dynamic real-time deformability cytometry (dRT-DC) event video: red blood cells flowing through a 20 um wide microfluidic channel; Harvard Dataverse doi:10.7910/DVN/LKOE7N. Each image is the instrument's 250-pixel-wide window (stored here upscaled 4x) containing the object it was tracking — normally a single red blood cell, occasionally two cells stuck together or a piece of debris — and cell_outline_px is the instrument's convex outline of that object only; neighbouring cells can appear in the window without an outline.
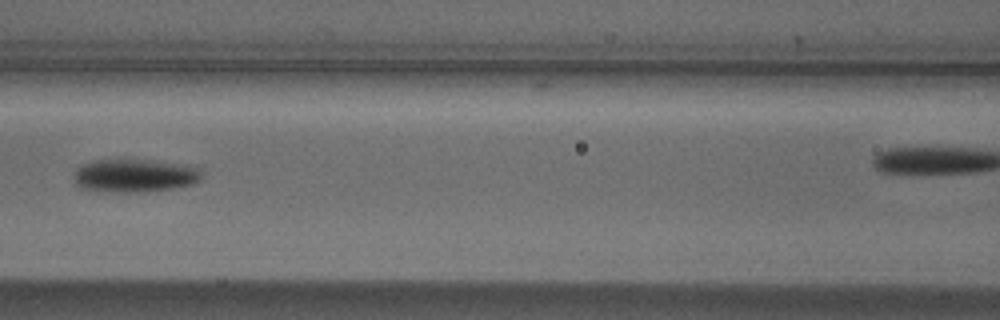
{"species": "Egyptian fruit bat (a non-hibernating species)", "species_latin": "Rousettus aegyptiacus", "temperature_condition": "cold", "stored_images_in_passage": 8, "camera_frame_rate_fps": 3000, "um_per_image_px": 0.085, "animal": {"sex": "male"}, "frame": {"image": 1, "passage_image": 4, "time_ms": 1.0, "image_size_px": [1000, 320], "cell_outline_px": [[200, 180], [192, 184], [144, 192], [104, 192], [80, 188], [76, 184], [72, 176], [76, 168], [80, 164], [92, 160], [120, 156], [128, 156], [188, 164], [200, 168]], "centroid_in_image_um": [11.36, 14.85], "position_along_channel_um": 155.2, "area_um2": 26.18}}
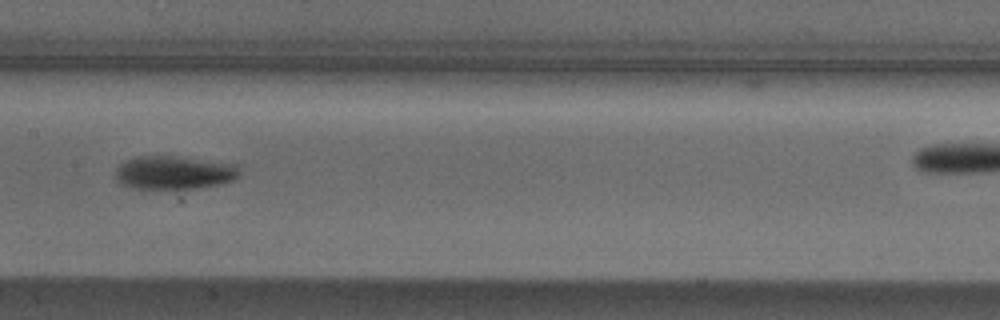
{"frame": {"image": 2, "passage_image": 5, "time_ms": 1.333, "image_size_px": [1000, 320], "cell_outline_px": [[240, 176], [232, 180], [220, 184], [196, 188], [132, 188], [120, 184], [116, 180], [116, 168], [120, 164], [128, 160], [140, 156], [172, 156], [236, 164], [240, 172]], "centroid_in_image_um": [14.79, 14.67], "position_along_channel_um": 192.6, "area_um2": 23.87}}
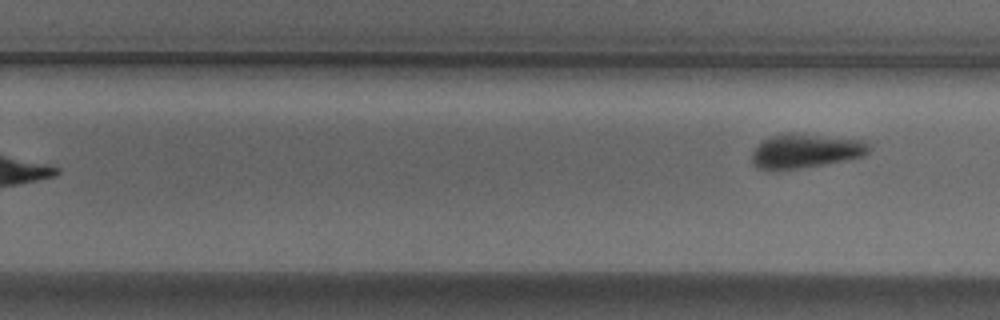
{"frame": {"image": 3, "passage_image": 8, "time_ms": 2.333, "image_size_px": [1000, 320], "cell_outline_px": [[872, 148], [864, 156], [844, 160], [800, 168], [756, 168], [752, 164], [752, 152], [756, 144], [760, 140], [772, 136], [788, 132], [796, 132], [868, 140]], "centroid_in_image_um": [68.5, 12.78], "position_along_channel_um": 261.3, "area_um2": 23.58}}